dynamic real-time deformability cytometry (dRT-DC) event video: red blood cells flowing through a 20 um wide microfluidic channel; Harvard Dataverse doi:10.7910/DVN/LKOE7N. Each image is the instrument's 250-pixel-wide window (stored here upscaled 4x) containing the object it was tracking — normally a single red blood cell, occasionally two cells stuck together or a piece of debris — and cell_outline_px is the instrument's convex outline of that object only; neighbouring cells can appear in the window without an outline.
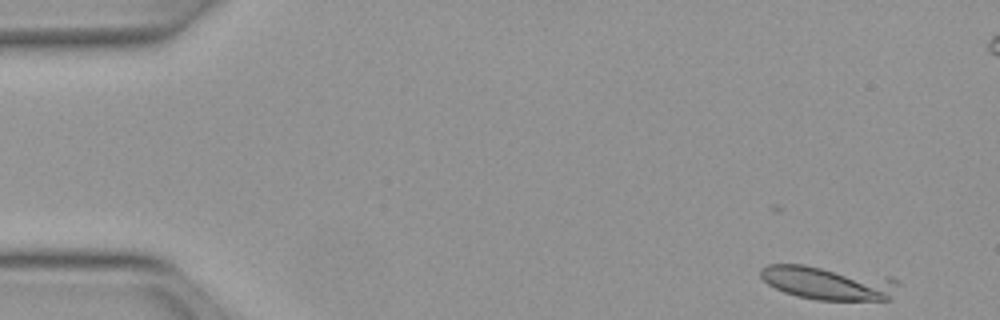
{"species": "Egyptian fruit bat (a non-hibernating species)", "species_latin": "Rousettus aegyptiacus", "temperature_condition": "warm", "stored_images_in_passage": 8, "camera_frame_rate_fps": 3000, "um_per_image_px": 0.085, "animal": {"sex": "female"}, "frame": {"image": 1, "passage_image": 1, "time_ms": 0.0, "image_size_px": [1000, 320], "cell_outline_px": [[900, 284], [892, 300], [816, 300], [796, 296], [784, 292], [768, 284], [760, 276], [760, 268], [768, 264], [804, 264], [892, 276], [900, 280]], "centroid_in_image_um": [70.49, 24.03], "position_along_channel_um": 14.5, "area_um2": 27.86}}